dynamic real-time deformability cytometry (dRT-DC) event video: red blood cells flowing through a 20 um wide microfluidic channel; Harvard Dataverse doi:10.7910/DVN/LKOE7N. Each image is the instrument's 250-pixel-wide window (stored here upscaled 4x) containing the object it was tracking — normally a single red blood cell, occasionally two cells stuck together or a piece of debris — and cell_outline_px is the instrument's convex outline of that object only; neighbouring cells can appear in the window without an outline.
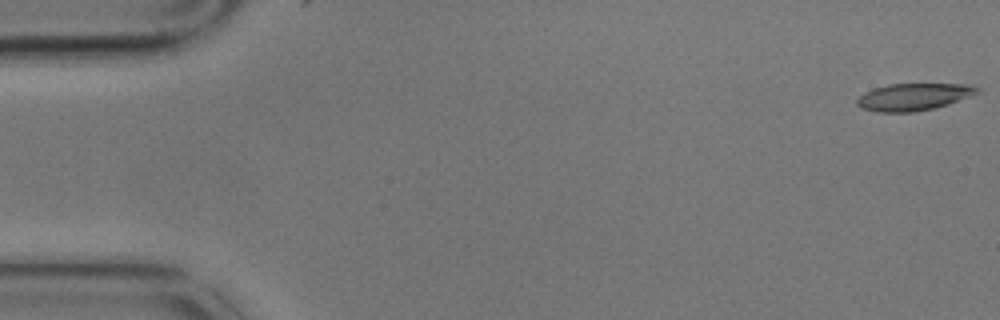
{"species": "common noctule bat (a hibernating species)", "species_latin": "Nyctalus noctula", "temperature_condition": "cold", "stored_images_in_passage": 6, "segment_of_instrument_passage": [1, 2], "camera_frame_rate_fps": 3000, "um_per_image_px": 0.085, "animal": {"sex": "male", "body_mass_g": 17.9}, "frame": {"image": 1, "passage_image": 1, "time_ms": 0.0, "image_size_px": [1000, 320], "cell_outline_px": [[980, 92], [948, 104], [932, 108], [912, 112], [876, 112], [860, 108], [856, 104], [856, 100], [864, 92], [888, 84], [972, 84], [980, 88]], "centroid_in_image_um": [77.64, 8.23], "position_along_channel_um": 7.4, "area_um2": 18.96}}
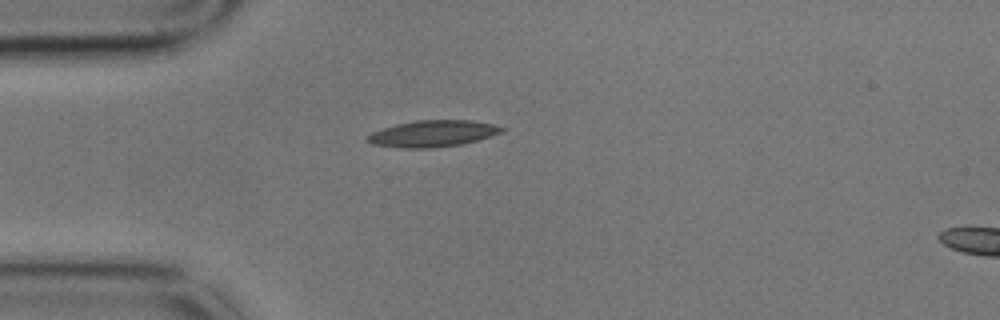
{"frame": {"image": 2, "passage_image": 5, "time_ms": 1.333, "image_size_px": [1000, 320], "cell_outline_px": [[508, 128], [504, 132], [476, 140], [460, 144], [436, 148], [400, 148], [372, 144], [364, 140], [364, 136], [372, 132], [396, 124], [416, 120], [472, 120], [492, 124]], "centroid_in_image_um": [36.76, 11.36], "position_along_channel_um": 48.2, "area_um2": 20.92}}